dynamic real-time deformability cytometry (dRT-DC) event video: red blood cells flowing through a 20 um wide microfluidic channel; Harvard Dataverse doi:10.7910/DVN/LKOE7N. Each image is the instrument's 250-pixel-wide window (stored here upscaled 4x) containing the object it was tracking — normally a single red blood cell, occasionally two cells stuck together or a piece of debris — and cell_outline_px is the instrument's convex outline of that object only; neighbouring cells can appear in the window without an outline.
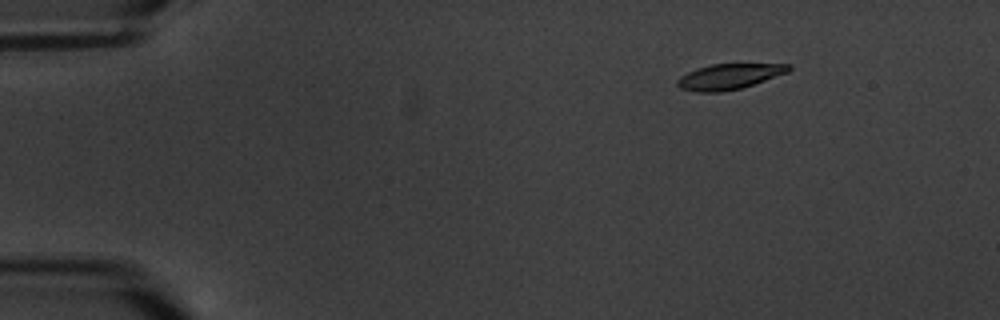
{"species": "common noctule bat (a hibernating species)", "species_latin": "Nyctalus noctula", "temperature_condition": "warm", "stored_images_in_passage": 7, "camera_frame_rate_fps": 3000, "um_per_image_px": 0.085, "animal": {"sex": "male", "body_mass_g": 20.1, "forearm_length_mm": 53.5}, "frame": {"image": 1, "passage_image": 2, "time_ms": 2.0, "image_size_px": [1000, 320], "cell_outline_px": [[792, 68], [788, 72], [740, 88], [720, 92], [696, 92], [680, 88], [676, 84], [676, 80], [680, 76], [696, 68], [712, 64], [792, 64]], "centroid_in_image_um": [61.94, 6.5], "position_along_channel_um": 23.1, "area_um2": 16.42}}
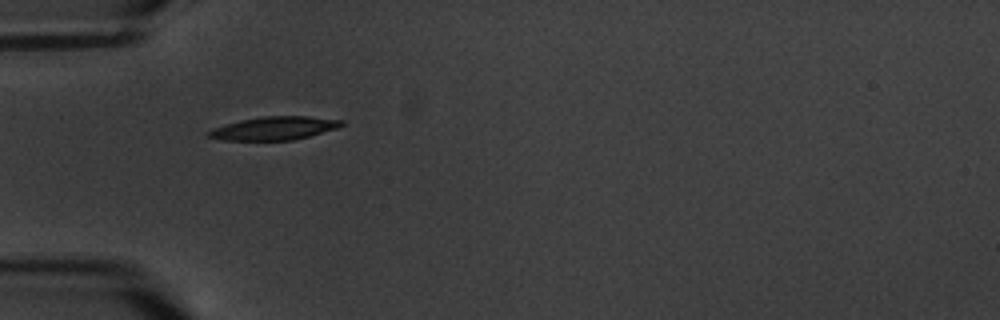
{"frame": {"image": 2, "passage_image": 5, "time_ms": 5.667, "image_size_px": [1000, 320], "cell_outline_px": [[344, 124], [336, 128], [308, 136], [292, 140], [220, 140], [208, 136], [204, 132], [212, 128], [240, 120], [260, 116], [308, 116], [344, 120]], "centroid_in_image_um": [23.26, 10.89], "position_along_channel_um": 61.7, "area_um2": 18.03}}
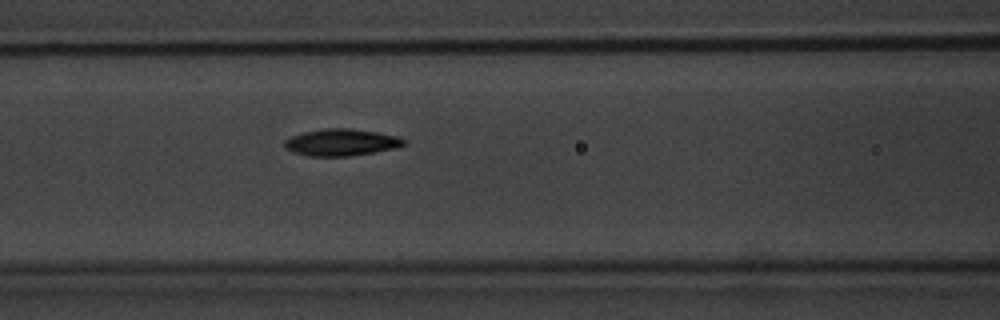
{"frame": {"image": 3, "passage_image": 7, "time_ms": 8.0, "image_size_px": [1000, 320], "cell_outline_px": [[408, 144], [396, 148], [348, 156], [308, 156], [292, 152], [284, 148], [284, 140], [292, 136], [304, 132], [324, 128], [352, 128], [376, 132], [396, 136], [408, 140]], "centroid_in_image_um": [29.01, 12.1], "position_along_channel_um": 137.6, "area_um2": 18.79}}